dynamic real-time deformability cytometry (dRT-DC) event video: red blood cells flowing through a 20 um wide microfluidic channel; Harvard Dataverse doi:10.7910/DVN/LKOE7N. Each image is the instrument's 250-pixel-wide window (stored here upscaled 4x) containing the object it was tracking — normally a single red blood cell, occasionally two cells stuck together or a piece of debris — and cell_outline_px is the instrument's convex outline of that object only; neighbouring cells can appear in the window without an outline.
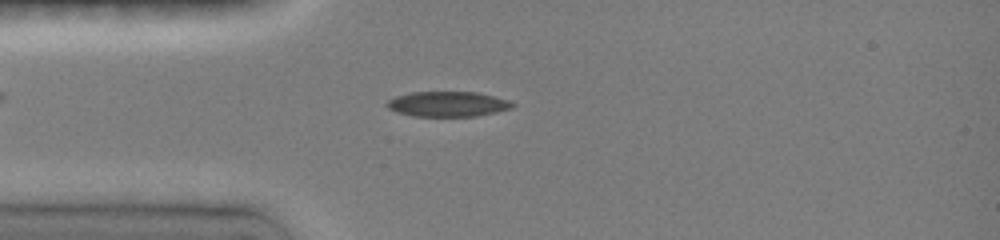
{"species": "common noctule bat (a hibernating species)", "species_latin": "Nyctalus noctula", "temperature_condition": "room temperature", "stored_images_in_passage": 52, "camera_frame_rate_fps": 3000, "um_per_image_px": 0.085, "animal": {"sex": "female", "body_mass_g": 19.0, "forearm_length_mm": 51.5}, "frame": {"image": 1, "passage_image": 11, "time_ms": 3.333, "image_size_px": [1000, 240], "cell_outline_px": [[516, 104], [512, 108], [496, 112], [476, 116], [412, 116], [396, 112], [388, 108], [384, 104], [388, 100], [396, 96], [412, 92], [476, 92], [508, 100]], "centroid_in_image_um": [38.03, 8.85], "position_along_channel_um": 47.0, "area_um2": 18.38}}
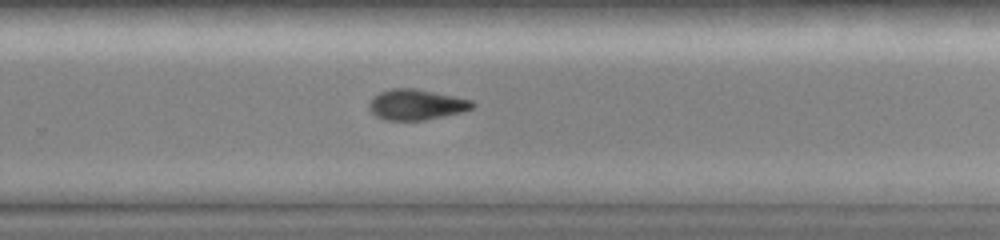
{"frame": {"image": 2, "passage_image": 39, "time_ms": 9.667, "image_size_px": [1000, 240], "cell_outline_px": [[476, 104], [472, 108], [460, 112], [444, 116], [424, 120], [384, 120], [376, 116], [368, 108], [368, 104], [372, 96], [380, 92], [392, 88], [416, 88], [472, 100]], "centroid_in_image_um": [35.35, 8.89], "position_along_channel_um": 294.5, "area_um2": 18.44}}
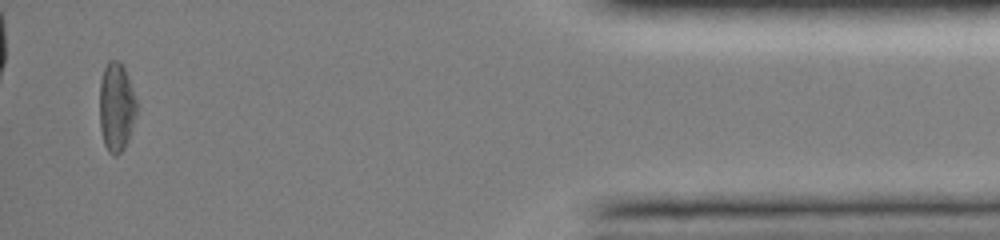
{"frame": {"image": 3, "passage_image": 50, "time_ms": 14.333, "image_size_px": [1000, 240], "cell_outline_px": [[136, 116], [124, 148], [116, 156], [112, 156], [108, 152], [104, 144], [100, 128], [100, 80], [104, 68], [108, 60], [116, 60], [124, 68], [128, 76], [136, 100]], "centroid_in_image_um": [9.87, 9.11], "position_along_channel_um": 425.3, "area_um2": 19.07}, "authors_computed_cell_mechanics": {"area_um2": 19.074, "velocity_mm_per_s": 4.0376, "shape_relaxation_time_tau1_ms": 6.0898, "shape_relaxation_time_tau2_ms": null, "deformation_change_tau1": 0.1766, "deformation_change_tau2": null}}